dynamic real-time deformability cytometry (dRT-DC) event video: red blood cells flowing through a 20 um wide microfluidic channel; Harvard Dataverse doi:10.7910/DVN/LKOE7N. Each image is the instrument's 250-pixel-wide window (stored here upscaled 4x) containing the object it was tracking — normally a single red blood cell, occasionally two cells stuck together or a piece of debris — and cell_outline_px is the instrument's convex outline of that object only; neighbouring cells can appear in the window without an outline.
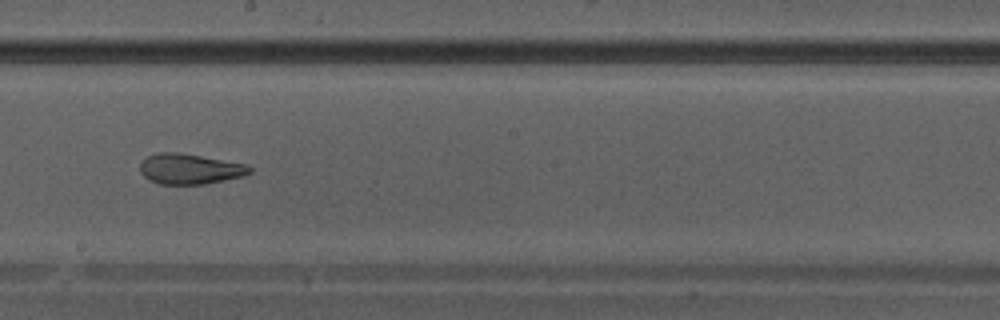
{"species": "Egyptian fruit bat (a non-hibernating species)", "species_latin": "Rousettus aegyptiacus", "temperature_condition": "warm", "stored_images_in_passage": 41, "camera_frame_rate_fps": 3000, "um_per_image_px": 0.085, "animal": {"sex": "male"}, "frame": {"image": 1, "passage_image": 24, "time_ms": 7.667, "image_size_px": [1000, 320], "cell_outline_px": [[252, 172], [244, 176], [204, 184], [160, 184], [144, 176], [140, 172], [140, 164], [148, 156], [156, 152], [180, 152], [248, 164], [252, 168]], "centroid_in_image_um": [16.17, 14.35], "position_along_channel_um": 232.0, "area_um2": 19.48}}